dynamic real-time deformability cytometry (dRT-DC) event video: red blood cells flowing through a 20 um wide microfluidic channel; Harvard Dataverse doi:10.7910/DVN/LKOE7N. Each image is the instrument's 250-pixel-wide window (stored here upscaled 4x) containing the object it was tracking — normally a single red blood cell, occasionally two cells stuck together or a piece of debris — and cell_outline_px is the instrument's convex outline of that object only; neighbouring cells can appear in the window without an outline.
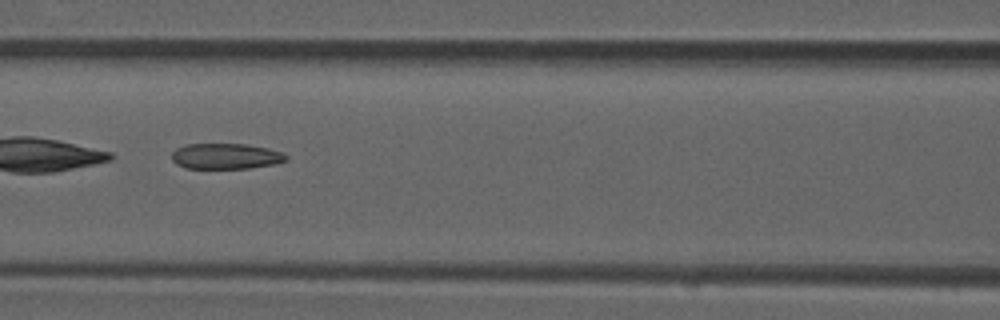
{"species": "common noctule bat (a hibernating species)", "species_latin": "Nyctalus noctula", "temperature_condition": "room temperature", "stored_images_in_passage": 50, "camera_frame_rate_fps": 3000, "um_per_image_px": 0.085, "animal": {"sex": "male", "forearm_length_mm": 52.5}, "frame": {"image": 1, "passage_image": 22, "time_ms": 7.0, "image_size_px": [1000, 320], "cell_outline_px": [[288, 160], [276, 164], [248, 168], [184, 168], [176, 164], [172, 160], [172, 152], [176, 148], [188, 144], [244, 144], [268, 148], [284, 152], [288, 156]], "centroid_in_image_um": [19.22, 13.28], "position_along_channel_um": 147.4, "area_um2": 17.22}, "authors_computed_cell_mechanics": {"area_um2": 23.1489, "velocity_mm_per_s": 3.9548, "shape_relaxation_time_tau1_ms": null, "shape_relaxation_time_tau2_ms": 2.6994, "deformation_change_tau1": null, "deformation_change_tau2": 0.1227}}